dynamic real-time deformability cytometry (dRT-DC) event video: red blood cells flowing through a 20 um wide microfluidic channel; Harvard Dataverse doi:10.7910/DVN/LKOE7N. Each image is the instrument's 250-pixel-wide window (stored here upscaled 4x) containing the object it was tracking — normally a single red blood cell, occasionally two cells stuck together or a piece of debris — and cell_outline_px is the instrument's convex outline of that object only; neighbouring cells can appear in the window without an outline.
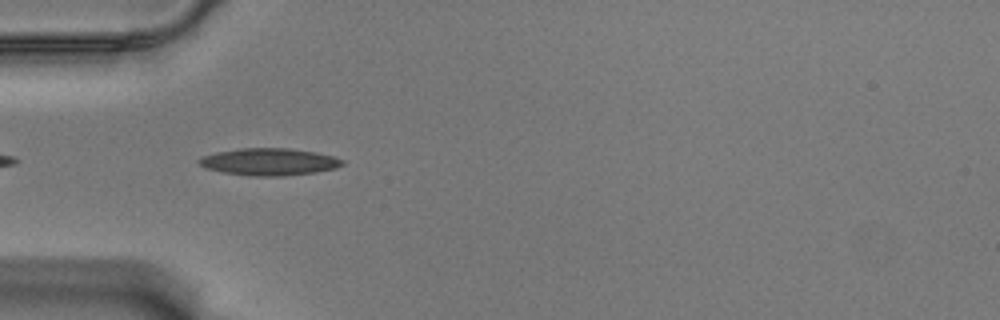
{"species": "Egyptian fruit bat (a non-hibernating species)", "species_latin": "Rousettus aegyptiacus", "temperature_condition": "warm", "stored_images_in_passage": 23, "camera_frame_rate_fps": 3000, "um_per_image_px": 0.085, "animal": {"sex": "male"}, "frame": {"image": 1, "passage_image": 4, "time_ms": 1.0, "image_size_px": [1000, 320], "cell_outline_px": [[344, 164], [336, 168], [316, 172], [280, 176], [252, 176], [224, 172], [204, 168], [196, 160], [200, 156], [216, 152], [240, 148], [288, 148], [316, 152], [336, 156], [344, 160]], "centroid_in_image_um": [22.88, 13.74], "position_along_channel_um": 62.1, "area_um2": 22.83}}
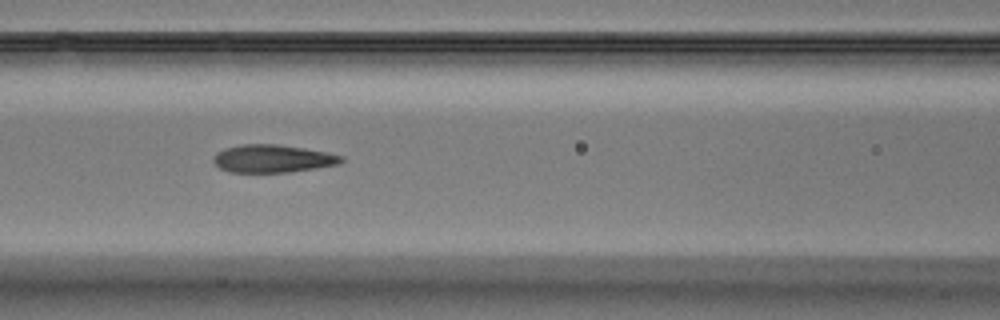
{"frame": {"image": 2, "passage_image": 11, "time_ms": 3.333, "image_size_px": [1000, 320], "cell_outline_px": [[344, 160], [340, 164], [316, 168], [288, 172], [228, 172], [220, 168], [212, 160], [212, 156], [216, 152], [224, 148], [240, 144], [276, 144], [304, 148], [344, 156]], "centroid_in_image_um": [23.14, 13.48], "position_along_channel_um": 143.5, "area_um2": 20.81}}
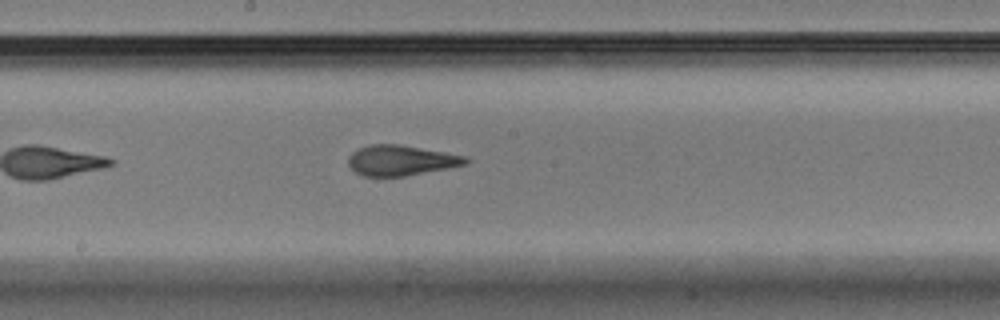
{"frame": {"image": 3, "passage_image": 17, "time_ms": 5.333, "image_size_px": [1000, 320], "cell_outline_px": [[468, 160], [464, 164], [448, 168], [404, 176], [360, 176], [348, 164], [348, 156], [352, 152], [368, 144], [400, 144], [444, 152], [464, 156]], "centroid_in_image_um": [34.02, 13.63], "position_along_channel_um": 214.2, "area_um2": 20.52}}